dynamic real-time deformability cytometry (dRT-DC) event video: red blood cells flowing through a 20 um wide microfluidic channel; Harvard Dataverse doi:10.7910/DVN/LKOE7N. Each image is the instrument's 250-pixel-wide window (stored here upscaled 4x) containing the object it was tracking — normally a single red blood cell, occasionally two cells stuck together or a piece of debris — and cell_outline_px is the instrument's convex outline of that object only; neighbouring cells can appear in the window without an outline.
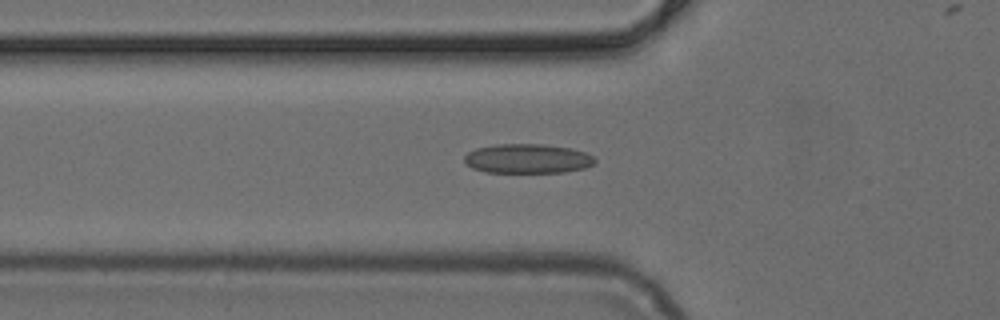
{"species": "common noctule bat (a hibernating species)", "species_latin": "Nyctalus noctula", "temperature_condition": "cold", "stored_images_in_passage": 34, "camera_frame_rate_fps": 3000, "um_per_image_px": 0.085, "animal": {"sex": "female", "body_mass_g": 24.6, "forearm_length_mm": 56.2}, "frame": {"image": 1, "passage_image": 2, "time_ms": 0.333, "image_size_px": [1000, 320], "cell_outline_px": [[596, 164], [584, 168], [564, 172], [484, 172], [472, 168], [464, 164], [464, 156], [468, 152], [476, 148], [496, 144], [540, 144], [572, 148], [588, 152], [596, 160]], "centroid_in_image_um": [44.84, 13.48], "position_along_channel_um": 81.0, "area_um2": 22.6}}
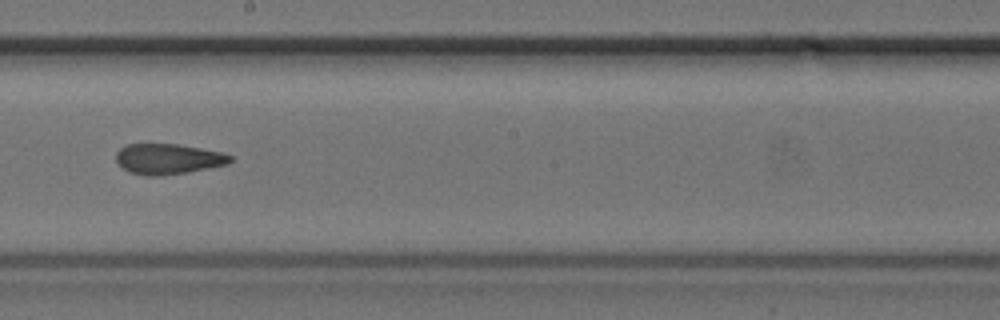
{"frame": {"image": 2, "passage_image": 13, "time_ms": 4.0, "image_size_px": [1000, 320], "cell_outline_px": [[232, 160], [228, 164], [188, 172], [160, 176], [144, 176], [128, 172], [120, 168], [116, 160], [116, 152], [120, 148], [128, 144], [176, 144], [224, 152], [232, 156]], "centroid_in_image_um": [14.26, 13.52], "position_along_channel_um": 233.9, "area_um2": 20.52}}
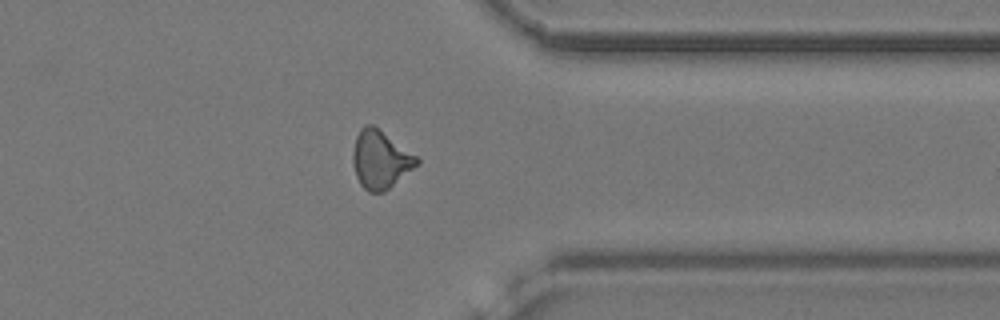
{"frame": {"image": 3, "passage_image": 24, "time_ms": 7.667, "image_size_px": [1000, 320], "cell_outline_px": [[420, 164], [384, 192], [368, 192], [360, 184], [356, 176], [352, 160], [352, 152], [356, 136], [360, 128], [364, 124], [372, 124], [416, 156], [420, 160]], "centroid_in_image_um": [32.32, 13.57], "position_along_channel_um": 379.1, "area_um2": 21.56}}